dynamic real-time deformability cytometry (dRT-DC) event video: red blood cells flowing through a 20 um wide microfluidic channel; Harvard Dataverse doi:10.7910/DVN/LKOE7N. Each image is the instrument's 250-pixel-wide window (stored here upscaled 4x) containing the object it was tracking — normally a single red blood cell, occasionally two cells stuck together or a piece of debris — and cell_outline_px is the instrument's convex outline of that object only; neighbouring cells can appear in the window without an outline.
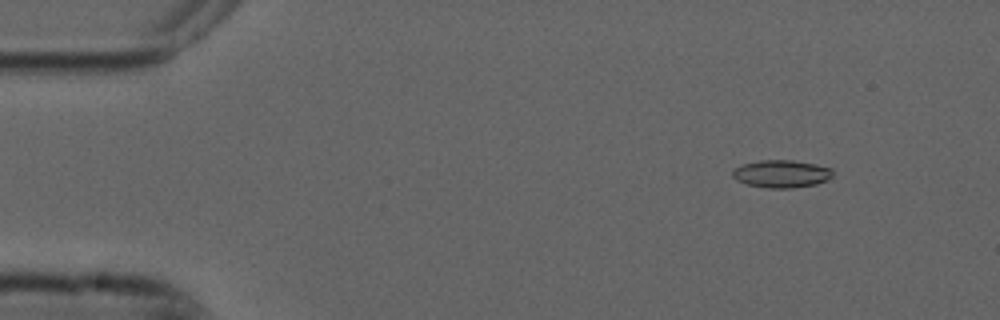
{"species": "common noctule bat (a hibernating species)", "species_latin": "Nyctalus noctula", "temperature_condition": "cold", "stored_images_in_passage": 54, "camera_frame_rate_fps": 3000, "um_per_image_px": 0.085, "animal": {"sex": "male", "forearm_length_mm": 52.5}, "frame": {"image": 1, "passage_image": 6, "time_ms": 1.667, "image_size_px": [1000, 320], "cell_outline_px": [[832, 176], [816, 184], [792, 188], [768, 188], [748, 184], [736, 180], [732, 176], [732, 172], [740, 164], [760, 160], [792, 160], [816, 164], [832, 168]], "centroid_in_image_um": [66.4, 14.76], "position_along_channel_um": 18.6, "area_um2": 16.07}}
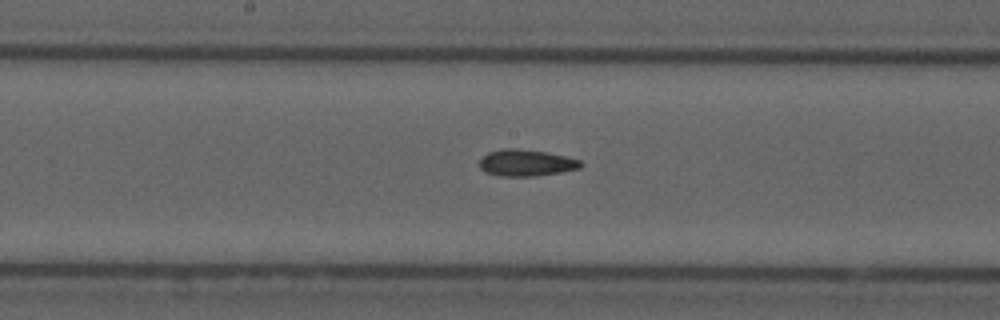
{"frame": {"image": 2, "passage_image": 28, "time_ms": 9.0, "image_size_px": [1000, 320], "cell_outline_px": [[584, 164], [580, 168], [560, 172], [532, 176], [500, 176], [488, 172], [480, 168], [480, 160], [488, 152], [504, 148], [516, 148], [544, 152], [564, 156], [580, 160]], "centroid_in_image_um": [44.73, 13.84], "position_along_channel_um": 203.5, "area_um2": 15.43}}
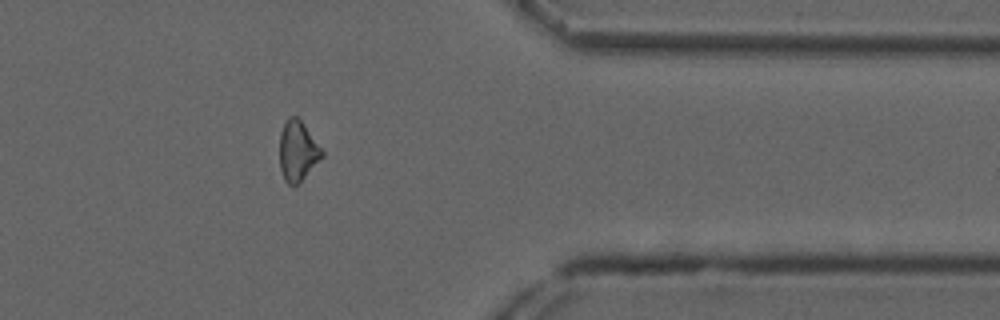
{"frame": {"image": 3, "passage_image": 44, "time_ms": 14.333, "image_size_px": [1000, 320], "cell_outline_px": [[324, 156], [296, 184], [288, 184], [284, 180], [280, 168], [280, 132], [288, 116], [296, 116], [300, 120], [324, 152]], "centroid_in_image_um": [25.28, 12.81], "position_along_channel_um": 386.1, "area_um2": 14.45}, "authors_computed_cell_mechanics": {"area_um2": 15.6927, "velocity_mm_per_s": 3.7434, "shape_relaxation_time_tau1_ms": null, "shape_relaxation_time_tau2_ms": 8.421, "deformation_change_tau1": null, "deformation_change_tau2": 0.1685}}